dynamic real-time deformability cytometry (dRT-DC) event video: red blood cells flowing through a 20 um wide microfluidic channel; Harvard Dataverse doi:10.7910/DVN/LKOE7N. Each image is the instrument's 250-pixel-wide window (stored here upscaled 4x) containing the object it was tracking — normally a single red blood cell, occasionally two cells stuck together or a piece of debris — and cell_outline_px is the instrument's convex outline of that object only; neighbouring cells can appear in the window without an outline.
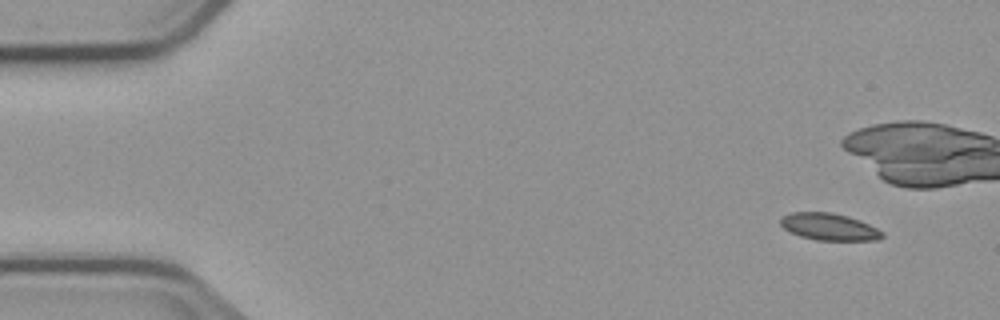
{"species": "common noctule bat (a hibernating species)", "species_latin": "Nyctalus noctula", "temperature_condition": "cold", "stored_images_in_passage": 7, "camera_frame_rate_fps": 3000, "um_per_image_px": 0.085, "animal": {"sex": "male", "body_mass_g": 23.1, "forearm_length_mm": 52.7}, "frame": {"image": 1, "passage_image": 1, "time_ms": 0.0, "image_size_px": [1000, 320], "cell_outline_px": [[884, 236], [876, 240], [816, 240], [800, 236], [788, 232], [780, 224], [780, 216], [792, 212], [832, 212], [848, 216], [860, 220], [884, 232]], "centroid_in_image_um": [70.44, 19.27], "position_along_channel_um": 14.6, "area_um2": 16.13}}
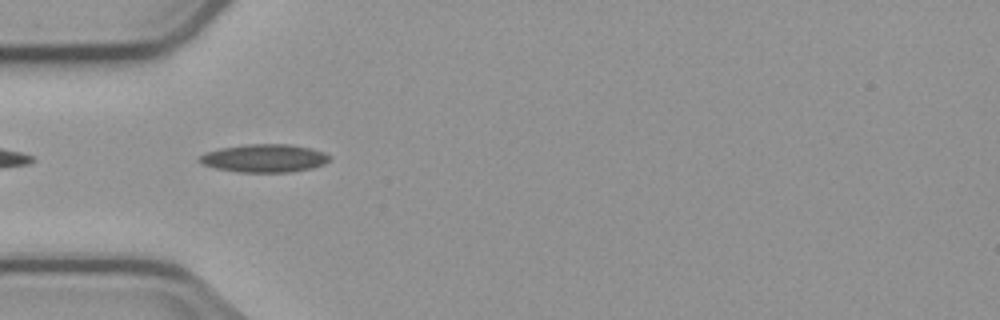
{"frame": {"image": 2, "passage_image": 6, "time_ms": 6.333, "image_size_px": [1000, 320], "cell_outline_px": [[328, 160], [324, 164], [312, 168], [288, 172], [240, 172], [216, 168], [200, 164], [196, 160], [196, 156], [204, 152], [220, 148], [248, 144], [288, 144], [312, 148], [324, 152], [328, 156]], "centroid_in_image_um": [22.39, 13.44], "position_along_channel_um": 62.6, "area_um2": 21.39}}
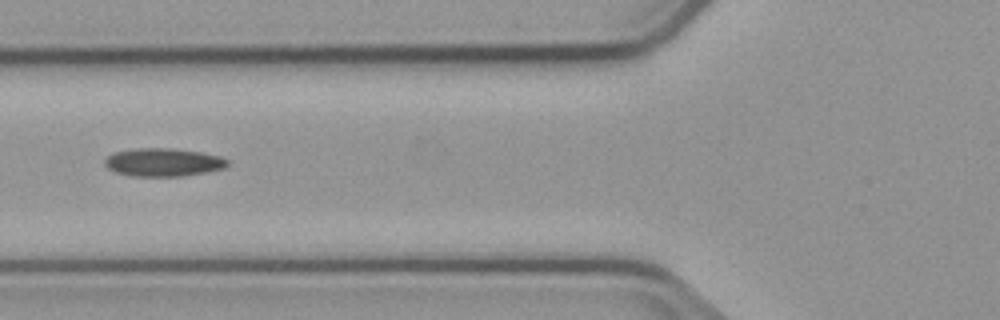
{"frame": {"image": 3, "passage_image": 7, "time_ms": 7.667, "image_size_px": [1000, 320], "cell_outline_px": [[228, 164], [224, 168], [184, 176], [132, 176], [116, 172], [108, 168], [104, 164], [104, 160], [112, 152], [136, 148], [168, 148], [200, 152], [220, 156], [228, 160]], "centroid_in_image_um": [13.84, 13.79], "position_along_channel_um": 112.0, "area_um2": 20.06}}